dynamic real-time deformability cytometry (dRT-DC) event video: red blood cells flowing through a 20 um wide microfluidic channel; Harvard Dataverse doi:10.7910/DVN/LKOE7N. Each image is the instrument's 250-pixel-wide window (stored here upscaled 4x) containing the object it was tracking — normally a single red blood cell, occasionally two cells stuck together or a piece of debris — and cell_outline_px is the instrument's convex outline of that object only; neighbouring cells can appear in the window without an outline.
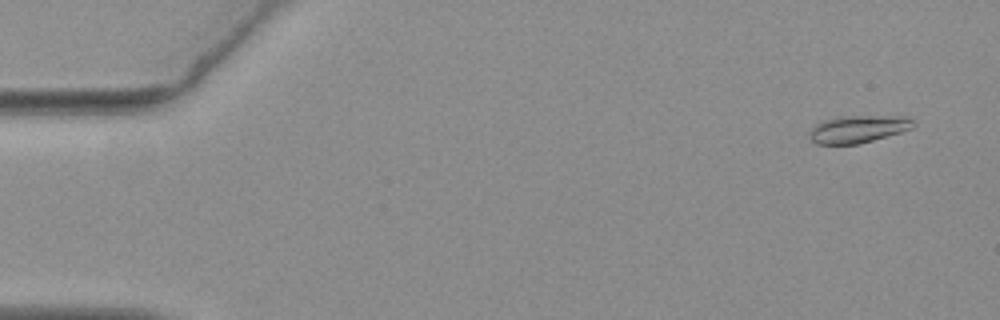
{"species": "common noctule bat (a hibernating species)", "species_latin": "Nyctalus noctula", "temperature_condition": "warm", "stored_images_in_passage": 57, "camera_frame_rate_fps": 3000, "um_per_image_px": 0.085, "animal": {"sex": "female", "body_mass_g": 19.3, "forearm_length_mm": 54.1}, "frame": {"image": 1, "passage_image": 4, "time_ms": 1.0, "image_size_px": [1000, 320], "cell_outline_px": [[916, 124], [912, 128], [900, 132], [860, 144], [816, 144], [808, 136], [808, 132], [816, 124], [824, 120], [836, 116], [908, 116]], "centroid_in_image_um": [72.92, 10.96], "position_along_channel_um": 12.1, "area_um2": 16.7}}
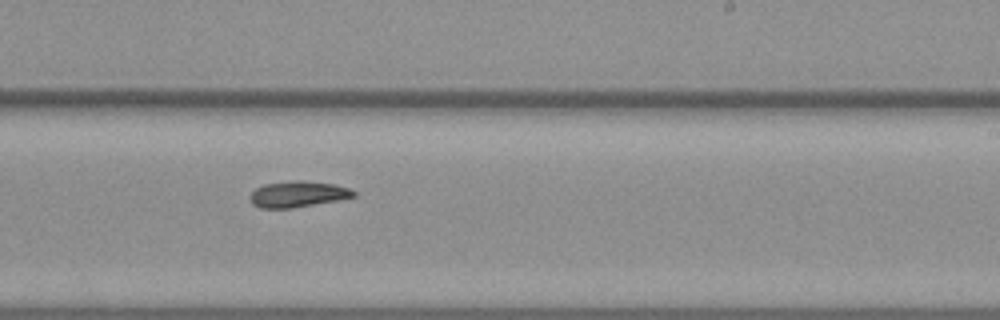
{"frame": {"image": 2, "passage_image": 35, "time_ms": 11.333, "image_size_px": [1000, 320], "cell_outline_px": [[356, 196], [340, 200], [292, 208], [260, 208], [252, 204], [248, 196], [256, 188], [264, 184], [292, 180], [300, 180], [332, 184], [348, 188], [356, 192]], "centroid_in_image_um": [25.29, 16.51], "position_along_channel_um": 263.7, "area_um2": 15.78}}
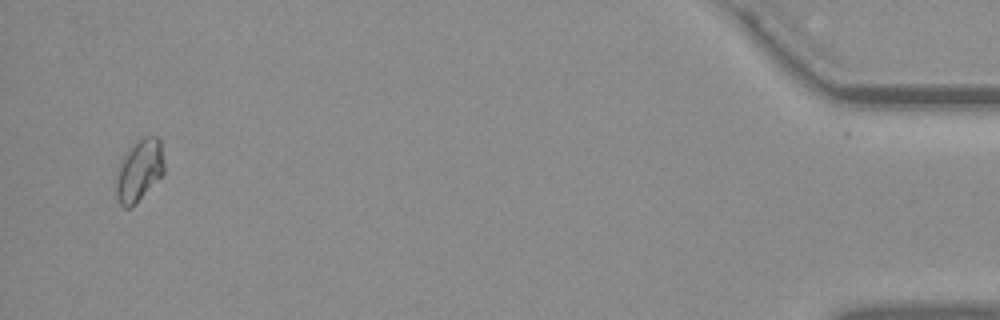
{"frame": {"image": 3, "passage_image": 55, "time_ms": 18.0, "image_size_px": [1000, 320], "cell_outline_px": [[164, 172], [136, 204], [132, 208], [124, 208], [120, 204], [116, 196], [116, 176], [120, 160], [128, 148], [136, 140], [144, 136], [160, 136], [164, 164]], "centroid_in_image_um": [11.82, 14.46], "position_along_channel_um": 423.4, "area_um2": 17.63}, "authors_computed_cell_mechanics": {"area_um2": 16.184, "velocity_mm_per_s": 3.6976, "shape_relaxation_time_tau1_ms": null, "shape_relaxation_time_tau2_ms": 6.4931, "deformation_change_tau1": null, "deformation_change_tau2": 0.0776}}